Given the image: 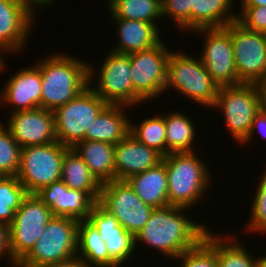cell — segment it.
Segmentation results:
<instances>
[{
  "mask_svg": "<svg viewBox=\"0 0 266 267\" xmlns=\"http://www.w3.org/2000/svg\"><path fill=\"white\" fill-rule=\"evenodd\" d=\"M5 126L22 147L57 141L54 112L44 108L10 113Z\"/></svg>",
  "mask_w": 266,
  "mask_h": 267,
  "instance_id": "16",
  "label": "cell"
},
{
  "mask_svg": "<svg viewBox=\"0 0 266 267\" xmlns=\"http://www.w3.org/2000/svg\"><path fill=\"white\" fill-rule=\"evenodd\" d=\"M124 105L108 104L95 118L84 140L116 145L130 133V120ZM125 111V112H124Z\"/></svg>",
  "mask_w": 266,
  "mask_h": 267,
  "instance_id": "22",
  "label": "cell"
},
{
  "mask_svg": "<svg viewBox=\"0 0 266 267\" xmlns=\"http://www.w3.org/2000/svg\"><path fill=\"white\" fill-rule=\"evenodd\" d=\"M237 14V22L244 28L265 33L266 32V6L241 7Z\"/></svg>",
  "mask_w": 266,
  "mask_h": 267,
  "instance_id": "37",
  "label": "cell"
},
{
  "mask_svg": "<svg viewBox=\"0 0 266 267\" xmlns=\"http://www.w3.org/2000/svg\"><path fill=\"white\" fill-rule=\"evenodd\" d=\"M212 108L221 109L226 129L239 144L249 134L252 122L261 110L258 88L254 83L220 86Z\"/></svg>",
  "mask_w": 266,
  "mask_h": 267,
  "instance_id": "7",
  "label": "cell"
},
{
  "mask_svg": "<svg viewBox=\"0 0 266 267\" xmlns=\"http://www.w3.org/2000/svg\"><path fill=\"white\" fill-rule=\"evenodd\" d=\"M79 220L53 216L16 267H47L77 257Z\"/></svg>",
  "mask_w": 266,
  "mask_h": 267,
  "instance_id": "4",
  "label": "cell"
},
{
  "mask_svg": "<svg viewBox=\"0 0 266 267\" xmlns=\"http://www.w3.org/2000/svg\"><path fill=\"white\" fill-rule=\"evenodd\" d=\"M236 235H217L218 267H255L256 258L245 245H241Z\"/></svg>",
  "mask_w": 266,
  "mask_h": 267,
  "instance_id": "31",
  "label": "cell"
},
{
  "mask_svg": "<svg viewBox=\"0 0 266 267\" xmlns=\"http://www.w3.org/2000/svg\"><path fill=\"white\" fill-rule=\"evenodd\" d=\"M47 267H89V266L83 260L76 257V258H73L69 261L49 265Z\"/></svg>",
  "mask_w": 266,
  "mask_h": 267,
  "instance_id": "41",
  "label": "cell"
},
{
  "mask_svg": "<svg viewBox=\"0 0 266 267\" xmlns=\"http://www.w3.org/2000/svg\"><path fill=\"white\" fill-rule=\"evenodd\" d=\"M196 152L170 153L163 157L168 177L169 205L191 208L201 202L209 189L210 176L206 161Z\"/></svg>",
  "mask_w": 266,
  "mask_h": 267,
  "instance_id": "3",
  "label": "cell"
},
{
  "mask_svg": "<svg viewBox=\"0 0 266 267\" xmlns=\"http://www.w3.org/2000/svg\"><path fill=\"white\" fill-rule=\"evenodd\" d=\"M189 208L168 205L154 208L146 225L134 236L135 247L146 244L157 249L168 260H174L183 252L196 247L209 228L191 220L183 213Z\"/></svg>",
  "mask_w": 266,
  "mask_h": 267,
  "instance_id": "1",
  "label": "cell"
},
{
  "mask_svg": "<svg viewBox=\"0 0 266 267\" xmlns=\"http://www.w3.org/2000/svg\"><path fill=\"white\" fill-rule=\"evenodd\" d=\"M61 180L68 188L86 192L96 203L99 201L102 184L72 148L64 155Z\"/></svg>",
  "mask_w": 266,
  "mask_h": 267,
  "instance_id": "26",
  "label": "cell"
},
{
  "mask_svg": "<svg viewBox=\"0 0 266 267\" xmlns=\"http://www.w3.org/2000/svg\"><path fill=\"white\" fill-rule=\"evenodd\" d=\"M5 255V256H4ZM6 257L11 267L17 266V261L12 257L9 244V227L7 224L0 223V259ZM10 261V262H9Z\"/></svg>",
  "mask_w": 266,
  "mask_h": 267,
  "instance_id": "39",
  "label": "cell"
},
{
  "mask_svg": "<svg viewBox=\"0 0 266 267\" xmlns=\"http://www.w3.org/2000/svg\"><path fill=\"white\" fill-rule=\"evenodd\" d=\"M103 60L102 64H99V71L89 63L90 88L107 104L127 107L131 105L130 108L144 104L145 102L133 91L130 54H120L109 50V54L107 53Z\"/></svg>",
  "mask_w": 266,
  "mask_h": 267,
  "instance_id": "6",
  "label": "cell"
},
{
  "mask_svg": "<svg viewBox=\"0 0 266 267\" xmlns=\"http://www.w3.org/2000/svg\"><path fill=\"white\" fill-rule=\"evenodd\" d=\"M197 58L184 54L183 51H171L164 93L171 87L192 102L212 108L219 86L206 70L201 58Z\"/></svg>",
  "mask_w": 266,
  "mask_h": 267,
  "instance_id": "5",
  "label": "cell"
},
{
  "mask_svg": "<svg viewBox=\"0 0 266 267\" xmlns=\"http://www.w3.org/2000/svg\"><path fill=\"white\" fill-rule=\"evenodd\" d=\"M39 5L34 0H0V47L4 53L26 48Z\"/></svg>",
  "mask_w": 266,
  "mask_h": 267,
  "instance_id": "15",
  "label": "cell"
},
{
  "mask_svg": "<svg viewBox=\"0 0 266 267\" xmlns=\"http://www.w3.org/2000/svg\"><path fill=\"white\" fill-rule=\"evenodd\" d=\"M211 232L209 229L196 247L175 258V261H180L179 267H218L217 234Z\"/></svg>",
  "mask_w": 266,
  "mask_h": 267,
  "instance_id": "33",
  "label": "cell"
},
{
  "mask_svg": "<svg viewBox=\"0 0 266 267\" xmlns=\"http://www.w3.org/2000/svg\"><path fill=\"white\" fill-rule=\"evenodd\" d=\"M191 8L195 0H162V16L171 17L181 31H191Z\"/></svg>",
  "mask_w": 266,
  "mask_h": 267,
  "instance_id": "36",
  "label": "cell"
},
{
  "mask_svg": "<svg viewBox=\"0 0 266 267\" xmlns=\"http://www.w3.org/2000/svg\"><path fill=\"white\" fill-rule=\"evenodd\" d=\"M166 46L162 39L156 46L130 54L133 91L144 102L164 94L167 64L172 51Z\"/></svg>",
  "mask_w": 266,
  "mask_h": 267,
  "instance_id": "11",
  "label": "cell"
},
{
  "mask_svg": "<svg viewBox=\"0 0 266 267\" xmlns=\"http://www.w3.org/2000/svg\"><path fill=\"white\" fill-rule=\"evenodd\" d=\"M130 134L163 157L166 156L165 114L145 117L136 125L130 120Z\"/></svg>",
  "mask_w": 266,
  "mask_h": 267,
  "instance_id": "30",
  "label": "cell"
},
{
  "mask_svg": "<svg viewBox=\"0 0 266 267\" xmlns=\"http://www.w3.org/2000/svg\"><path fill=\"white\" fill-rule=\"evenodd\" d=\"M259 134H261V136H263V138L266 139V110L265 109H261L255 116L253 122H252V126L250 129L249 134L247 135V137L240 143L241 147L242 144L246 145L249 142L252 143V138L255 137L254 135L257 134V132ZM256 132V133H255Z\"/></svg>",
  "mask_w": 266,
  "mask_h": 267,
  "instance_id": "38",
  "label": "cell"
},
{
  "mask_svg": "<svg viewBox=\"0 0 266 267\" xmlns=\"http://www.w3.org/2000/svg\"><path fill=\"white\" fill-rule=\"evenodd\" d=\"M37 197L51 210L53 216L88 220L96 202L80 190L68 188L62 180L52 182L36 193Z\"/></svg>",
  "mask_w": 266,
  "mask_h": 267,
  "instance_id": "19",
  "label": "cell"
},
{
  "mask_svg": "<svg viewBox=\"0 0 266 267\" xmlns=\"http://www.w3.org/2000/svg\"><path fill=\"white\" fill-rule=\"evenodd\" d=\"M88 221L96 227L102 240L105 241L109 256L119 266L127 264L126 261L130 260L136 252L134 236L127 232L119 221L98 202L90 211Z\"/></svg>",
  "mask_w": 266,
  "mask_h": 267,
  "instance_id": "18",
  "label": "cell"
},
{
  "mask_svg": "<svg viewBox=\"0 0 266 267\" xmlns=\"http://www.w3.org/2000/svg\"><path fill=\"white\" fill-rule=\"evenodd\" d=\"M241 7L266 6V0H240Z\"/></svg>",
  "mask_w": 266,
  "mask_h": 267,
  "instance_id": "42",
  "label": "cell"
},
{
  "mask_svg": "<svg viewBox=\"0 0 266 267\" xmlns=\"http://www.w3.org/2000/svg\"><path fill=\"white\" fill-rule=\"evenodd\" d=\"M54 1L55 0H41V8H43V7H49V6H52V5H54L55 3H54Z\"/></svg>",
  "mask_w": 266,
  "mask_h": 267,
  "instance_id": "45",
  "label": "cell"
},
{
  "mask_svg": "<svg viewBox=\"0 0 266 267\" xmlns=\"http://www.w3.org/2000/svg\"><path fill=\"white\" fill-rule=\"evenodd\" d=\"M137 196L146 204L161 208L168 206V177L165 162L126 180Z\"/></svg>",
  "mask_w": 266,
  "mask_h": 267,
  "instance_id": "23",
  "label": "cell"
},
{
  "mask_svg": "<svg viewBox=\"0 0 266 267\" xmlns=\"http://www.w3.org/2000/svg\"><path fill=\"white\" fill-rule=\"evenodd\" d=\"M256 86L260 94L261 109L266 110V75L256 83Z\"/></svg>",
  "mask_w": 266,
  "mask_h": 267,
  "instance_id": "40",
  "label": "cell"
},
{
  "mask_svg": "<svg viewBox=\"0 0 266 267\" xmlns=\"http://www.w3.org/2000/svg\"><path fill=\"white\" fill-rule=\"evenodd\" d=\"M230 35L241 83L256 84L266 75V38L264 33L244 28L237 21L230 23Z\"/></svg>",
  "mask_w": 266,
  "mask_h": 267,
  "instance_id": "14",
  "label": "cell"
},
{
  "mask_svg": "<svg viewBox=\"0 0 266 267\" xmlns=\"http://www.w3.org/2000/svg\"><path fill=\"white\" fill-rule=\"evenodd\" d=\"M53 214L36 194H28L15 212L9 227L12 257L19 262L38 241Z\"/></svg>",
  "mask_w": 266,
  "mask_h": 267,
  "instance_id": "12",
  "label": "cell"
},
{
  "mask_svg": "<svg viewBox=\"0 0 266 267\" xmlns=\"http://www.w3.org/2000/svg\"><path fill=\"white\" fill-rule=\"evenodd\" d=\"M105 7L116 18L158 23L162 0H108Z\"/></svg>",
  "mask_w": 266,
  "mask_h": 267,
  "instance_id": "29",
  "label": "cell"
},
{
  "mask_svg": "<svg viewBox=\"0 0 266 267\" xmlns=\"http://www.w3.org/2000/svg\"><path fill=\"white\" fill-rule=\"evenodd\" d=\"M203 34L200 58L218 86L239 85L230 35V24L221 28H202L193 31Z\"/></svg>",
  "mask_w": 266,
  "mask_h": 267,
  "instance_id": "13",
  "label": "cell"
},
{
  "mask_svg": "<svg viewBox=\"0 0 266 267\" xmlns=\"http://www.w3.org/2000/svg\"><path fill=\"white\" fill-rule=\"evenodd\" d=\"M115 180H127L132 175L155 167L163 156L130 133L114 149Z\"/></svg>",
  "mask_w": 266,
  "mask_h": 267,
  "instance_id": "20",
  "label": "cell"
},
{
  "mask_svg": "<svg viewBox=\"0 0 266 267\" xmlns=\"http://www.w3.org/2000/svg\"><path fill=\"white\" fill-rule=\"evenodd\" d=\"M98 203L133 236L146 225L154 210L137 196L126 180L103 183Z\"/></svg>",
  "mask_w": 266,
  "mask_h": 267,
  "instance_id": "10",
  "label": "cell"
},
{
  "mask_svg": "<svg viewBox=\"0 0 266 267\" xmlns=\"http://www.w3.org/2000/svg\"><path fill=\"white\" fill-rule=\"evenodd\" d=\"M20 158L21 147L0 120V176H16Z\"/></svg>",
  "mask_w": 266,
  "mask_h": 267,
  "instance_id": "34",
  "label": "cell"
},
{
  "mask_svg": "<svg viewBox=\"0 0 266 267\" xmlns=\"http://www.w3.org/2000/svg\"><path fill=\"white\" fill-rule=\"evenodd\" d=\"M72 149L87 164L91 173L103 184L115 180L114 144L82 140Z\"/></svg>",
  "mask_w": 266,
  "mask_h": 267,
  "instance_id": "24",
  "label": "cell"
},
{
  "mask_svg": "<svg viewBox=\"0 0 266 267\" xmlns=\"http://www.w3.org/2000/svg\"><path fill=\"white\" fill-rule=\"evenodd\" d=\"M3 49L0 47V72L5 71V68H7L5 62H4V57H3Z\"/></svg>",
  "mask_w": 266,
  "mask_h": 267,
  "instance_id": "44",
  "label": "cell"
},
{
  "mask_svg": "<svg viewBox=\"0 0 266 267\" xmlns=\"http://www.w3.org/2000/svg\"><path fill=\"white\" fill-rule=\"evenodd\" d=\"M77 257L89 267H119L109 256L98 230L88 220L78 223Z\"/></svg>",
  "mask_w": 266,
  "mask_h": 267,
  "instance_id": "25",
  "label": "cell"
},
{
  "mask_svg": "<svg viewBox=\"0 0 266 267\" xmlns=\"http://www.w3.org/2000/svg\"><path fill=\"white\" fill-rule=\"evenodd\" d=\"M28 195L16 176H0V223H12L15 212Z\"/></svg>",
  "mask_w": 266,
  "mask_h": 267,
  "instance_id": "32",
  "label": "cell"
},
{
  "mask_svg": "<svg viewBox=\"0 0 266 267\" xmlns=\"http://www.w3.org/2000/svg\"><path fill=\"white\" fill-rule=\"evenodd\" d=\"M108 104L88 86L54 112L57 142L72 148L84 140L95 118Z\"/></svg>",
  "mask_w": 266,
  "mask_h": 267,
  "instance_id": "9",
  "label": "cell"
},
{
  "mask_svg": "<svg viewBox=\"0 0 266 267\" xmlns=\"http://www.w3.org/2000/svg\"><path fill=\"white\" fill-rule=\"evenodd\" d=\"M60 52L38 61L42 78L41 108L55 111L89 86V63Z\"/></svg>",
  "mask_w": 266,
  "mask_h": 267,
  "instance_id": "2",
  "label": "cell"
},
{
  "mask_svg": "<svg viewBox=\"0 0 266 267\" xmlns=\"http://www.w3.org/2000/svg\"><path fill=\"white\" fill-rule=\"evenodd\" d=\"M233 4L234 0H195V8H191V31L221 28L236 21Z\"/></svg>",
  "mask_w": 266,
  "mask_h": 267,
  "instance_id": "27",
  "label": "cell"
},
{
  "mask_svg": "<svg viewBox=\"0 0 266 267\" xmlns=\"http://www.w3.org/2000/svg\"><path fill=\"white\" fill-rule=\"evenodd\" d=\"M118 40L110 51L132 54L156 46L161 40L158 23L116 18L109 12ZM115 23V24H114ZM117 29V30H116Z\"/></svg>",
  "mask_w": 266,
  "mask_h": 267,
  "instance_id": "21",
  "label": "cell"
},
{
  "mask_svg": "<svg viewBox=\"0 0 266 267\" xmlns=\"http://www.w3.org/2000/svg\"><path fill=\"white\" fill-rule=\"evenodd\" d=\"M69 148L57 141L21 148L16 177L28 194H36L52 182L61 180L63 159Z\"/></svg>",
  "mask_w": 266,
  "mask_h": 267,
  "instance_id": "8",
  "label": "cell"
},
{
  "mask_svg": "<svg viewBox=\"0 0 266 267\" xmlns=\"http://www.w3.org/2000/svg\"><path fill=\"white\" fill-rule=\"evenodd\" d=\"M38 5L39 7L41 6V0H34Z\"/></svg>",
  "mask_w": 266,
  "mask_h": 267,
  "instance_id": "46",
  "label": "cell"
},
{
  "mask_svg": "<svg viewBox=\"0 0 266 267\" xmlns=\"http://www.w3.org/2000/svg\"><path fill=\"white\" fill-rule=\"evenodd\" d=\"M9 77L0 91V107L12 106L11 113L41 107L42 78L36 65L21 68Z\"/></svg>",
  "mask_w": 266,
  "mask_h": 267,
  "instance_id": "17",
  "label": "cell"
},
{
  "mask_svg": "<svg viewBox=\"0 0 266 267\" xmlns=\"http://www.w3.org/2000/svg\"><path fill=\"white\" fill-rule=\"evenodd\" d=\"M255 267H266V255L257 258Z\"/></svg>",
  "mask_w": 266,
  "mask_h": 267,
  "instance_id": "43",
  "label": "cell"
},
{
  "mask_svg": "<svg viewBox=\"0 0 266 267\" xmlns=\"http://www.w3.org/2000/svg\"><path fill=\"white\" fill-rule=\"evenodd\" d=\"M166 156L170 153L194 152L195 130L194 121L184 112L171 111L165 114Z\"/></svg>",
  "mask_w": 266,
  "mask_h": 267,
  "instance_id": "28",
  "label": "cell"
},
{
  "mask_svg": "<svg viewBox=\"0 0 266 267\" xmlns=\"http://www.w3.org/2000/svg\"><path fill=\"white\" fill-rule=\"evenodd\" d=\"M259 179V185L257 184V188H255V196L250 209V218L246 225L247 228L245 227L246 232L248 229L251 234L266 233V169Z\"/></svg>",
  "mask_w": 266,
  "mask_h": 267,
  "instance_id": "35",
  "label": "cell"
}]
</instances>
